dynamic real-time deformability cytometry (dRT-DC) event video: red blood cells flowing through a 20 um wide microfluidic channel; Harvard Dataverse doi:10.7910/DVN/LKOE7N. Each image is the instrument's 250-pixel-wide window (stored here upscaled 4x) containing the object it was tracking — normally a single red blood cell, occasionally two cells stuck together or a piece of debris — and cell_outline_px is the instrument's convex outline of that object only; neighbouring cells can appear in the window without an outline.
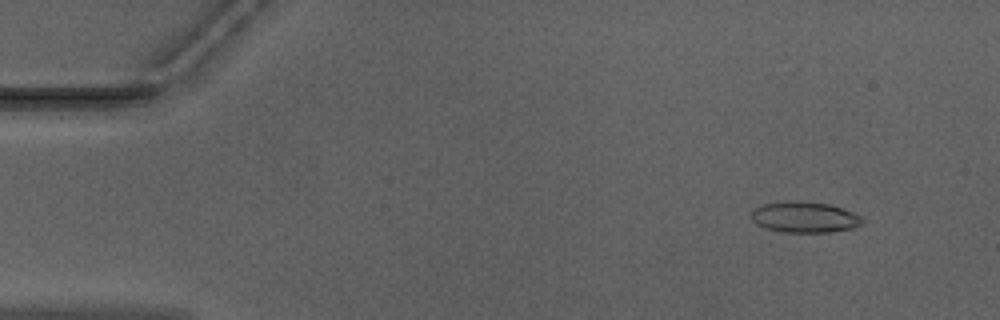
{"species": "Egyptian fruit bat (a non-hibernating species)", "species_latin": "Rousettus aegyptiacus", "temperature_condition": "warm", "stored_images_in_passage": 51, "camera_frame_rate_fps": 3000, "um_per_image_px": 0.085, "animal": {"sex": "male"}, "frame": {"image": 1, "passage_image": 4, "time_ms": 1.0, "image_size_px": [1000, 320], "cell_outline_px": [[864, 220], [860, 224], [852, 228], [828, 232], [784, 232], [764, 228], [756, 224], [752, 220], [752, 212], [756, 208], [764, 204], [828, 204], [852, 212], [860, 216]], "centroid_in_image_um": [68.4, 18.52], "position_along_channel_um": 16.6, "area_um2": 18.79}}
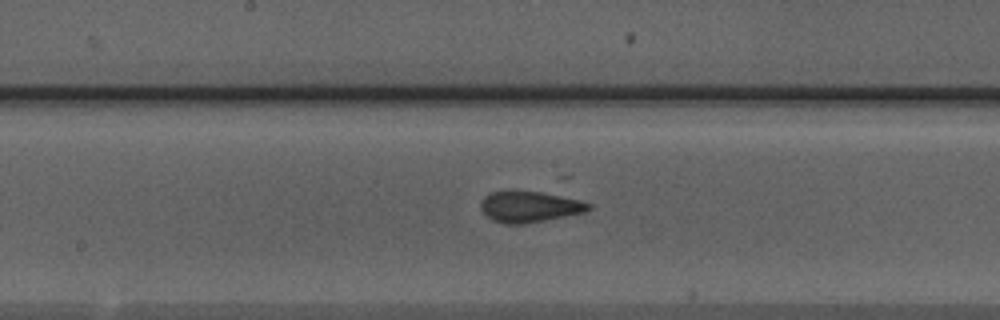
{"frame": {"image": 2, "passage_image": 26, "time_ms": 8.333, "image_size_px": [1000, 320], "cell_outline_px": [[592, 208], [584, 212], [544, 220], [520, 224], [504, 224], [492, 220], [480, 208], [480, 204], [484, 196], [492, 192], [504, 188], [512, 188], [540, 192], [580, 200], [592, 204]], "centroid_in_image_um": [44.95, 17.53], "position_along_channel_um": 203.3, "area_um2": 19.83}}
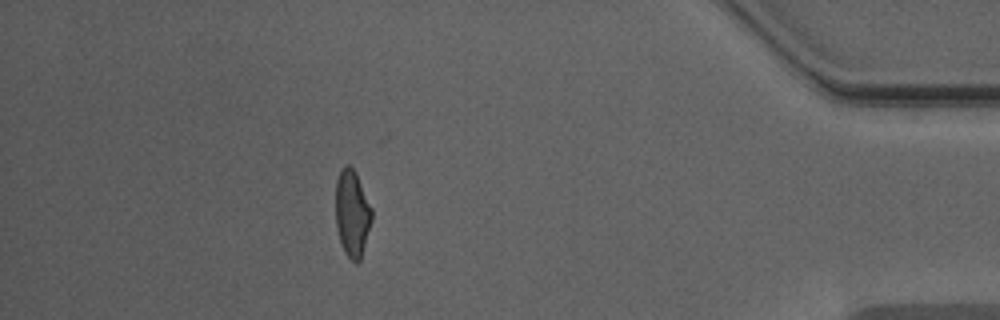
{"frame": {"image": 3, "passage_image": 45, "time_ms": 14.667, "image_size_px": [1000, 320], "cell_outline_px": [[372, 220], [360, 260], [356, 264], [344, 252], [336, 228], [336, 180], [340, 168], [344, 164], [348, 164], [356, 172], [372, 208]], "centroid_in_image_um": [29.93, 18.1], "position_along_channel_um": 405.3, "area_um2": 18.38}}